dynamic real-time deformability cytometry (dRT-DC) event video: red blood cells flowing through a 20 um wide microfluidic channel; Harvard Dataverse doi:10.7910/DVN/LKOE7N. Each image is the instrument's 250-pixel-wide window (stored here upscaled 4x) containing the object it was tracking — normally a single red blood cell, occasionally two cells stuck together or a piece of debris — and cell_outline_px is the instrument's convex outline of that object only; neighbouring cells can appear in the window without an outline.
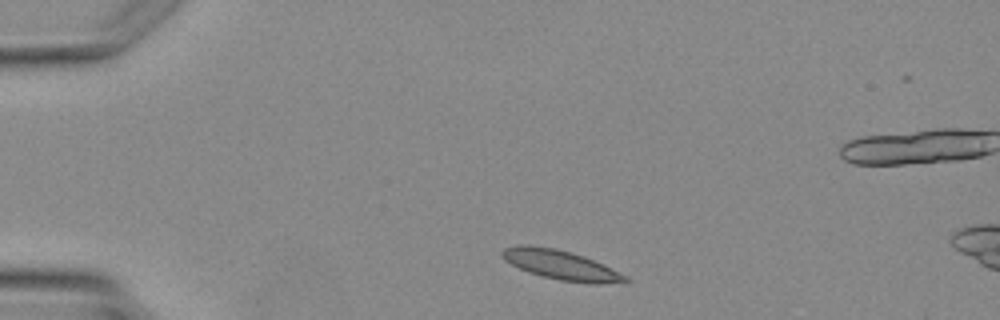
{"species": "Egyptian fruit bat (a non-hibernating species)", "species_latin": "Rousettus aegyptiacus", "temperature_condition": "warm", "stored_images_in_passage": 3, "segment_of_instrument_passage": [2, 2], "camera_frame_rate_fps": 3000, "um_per_image_px": 0.085, "animal": {"sex": "female"}, "frame": {"image": 1, "passage_image": 3, "time_ms": 2.667, "image_size_px": [1000, 320], "cell_outline_px": [[632, 280], [628, 284], [592, 284], [560, 280], [540, 276], [528, 272], [504, 260], [500, 252], [504, 248], [520, 244], [528, 244], [556, 248], [584, 256], [628, 276]], "centroid_in_image_um": [47.74, 22.54], "position_along_channel_um": 37.3, "area_um2": 21.56}}